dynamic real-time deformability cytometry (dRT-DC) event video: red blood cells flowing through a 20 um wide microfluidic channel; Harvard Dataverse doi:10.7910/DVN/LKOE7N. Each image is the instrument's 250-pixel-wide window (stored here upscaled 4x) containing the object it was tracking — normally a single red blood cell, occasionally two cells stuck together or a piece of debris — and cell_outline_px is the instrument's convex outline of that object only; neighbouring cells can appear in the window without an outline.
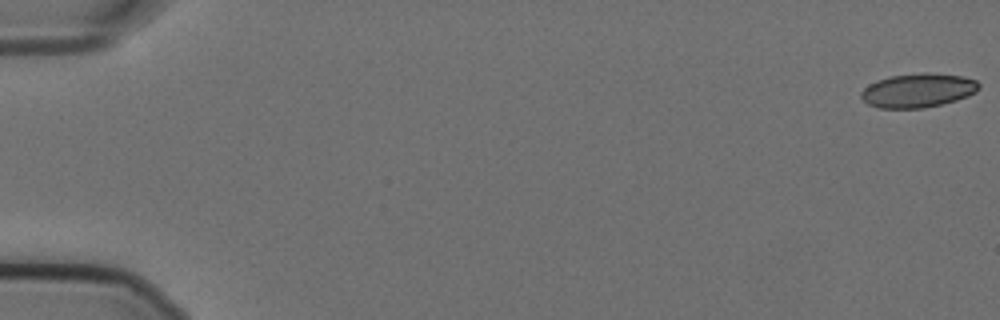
{"species": "Egyptian fruit bat (a non-hibernating species)", "species_latin": "Rousettus aegyptiacus", "temperature_condition": "cold", "stored_images_in_passage": 59, "segment_of_instrument_passage": [1, 2], "camera_frame_rate_fps": 3000, "um_per_image_px": 0.085, "animal": {"sex": "female"}, "frame": {"image": 1, "passage_image": 1, "time_ms": 0.0, "image_size_px": [1000, 320], "cell_outline_px": [[980, 88], [976, 92], [968, 96], [956, 100], [924, 108], [880, 108], [868, 104], [860, 96], [860, 92], [868, 84], [876, 80], [892, 76], [924, 72], [928, 72], [964, 76], [976, 80], [980, 84]], "centroid_in_image_um": [78.04, 7.67], "position_along_channel_um": 7.0, "area_um2": 23.47}}
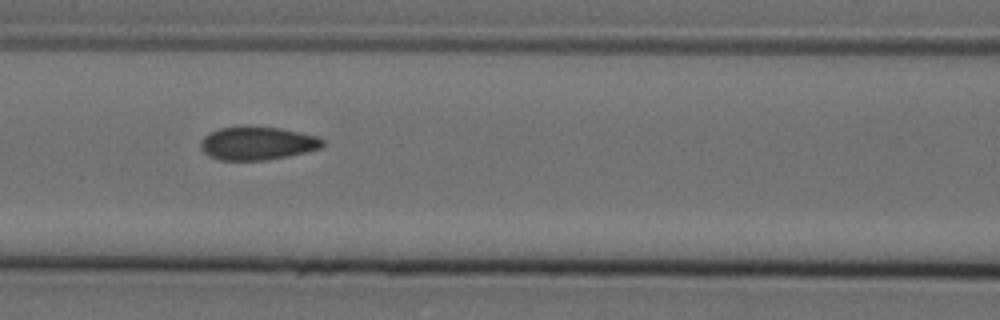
{"frame": {"image": 2, "passage_image": 26, "time_ms": 8.333, "image_size_px": [1000, 320], "cell_outline_px": [[324, 144], [320, 148], [288, 156], [268, 160], [220, 160], [208, 156], [200, 148], [200, 144], [204, 136], [220, 128], [280, 128], [300, 132], [316, 136], [324, 140]], "centroid_in_image_um": [21.88, 12.21], "position_along_channel_um": 144.7, "area_um2": 23.12}}
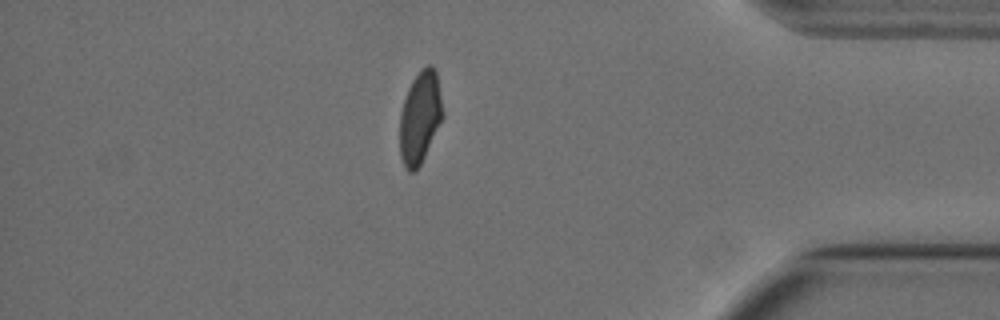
{"frame": {"image": 3, "passage_image": 50, "time_ms": 16.333, "image_size_px": [1000, 320], "cell_outline_px": [[444, 116], [420, 164], [412, 172], [408, 172], [404, 168], [400, 156], [400, 112], [408, 88], [412, 80], [428, 64], [432, 64], [436, 68]], "centroid_in_image_um": [35.7, 9.97], "position_along_channel_um": 399.5, "area_um2": 22.95}}